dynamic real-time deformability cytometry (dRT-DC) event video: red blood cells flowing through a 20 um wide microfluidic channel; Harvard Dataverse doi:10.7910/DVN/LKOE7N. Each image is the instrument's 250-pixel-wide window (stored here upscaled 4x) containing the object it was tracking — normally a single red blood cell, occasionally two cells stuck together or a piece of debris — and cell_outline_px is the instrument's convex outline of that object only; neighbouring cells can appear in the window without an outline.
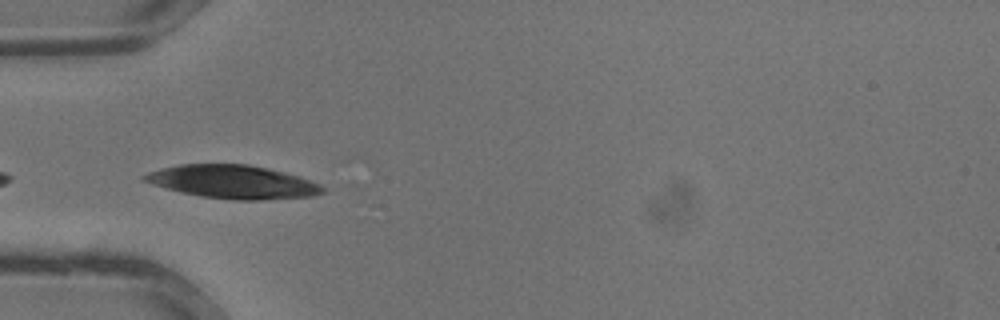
{"species": "common noctule bat (a hibernating species)", "species_latin": "Nyctalus noctula", "temperature_condition": "warm", "stored_images_in_passage": 9, "camera_frame_rate_fps": 3000, "um_per_image_px": 0.085, "animal": {"sex": "male", "body_mass_g": 13.3}, "frame": {"image": 1, "passage_image": 1, "time_ms": 0.0, "image_size_px": [1000, 320], "cell_outline_px": [[324, 192], [312, 196], [260, 200], [232, 200], [200, 196], [152, 184], [140, 180], [140, 176], [148, 172], [160, 168], [180, 164], [248, 164], [268, 168], [300, 176], [320, 184], [324, 188]], "centroid_in_image_um": [19.78, 15.45], "position_along_channel_um": 65.2, "area_um2": 34.62}}
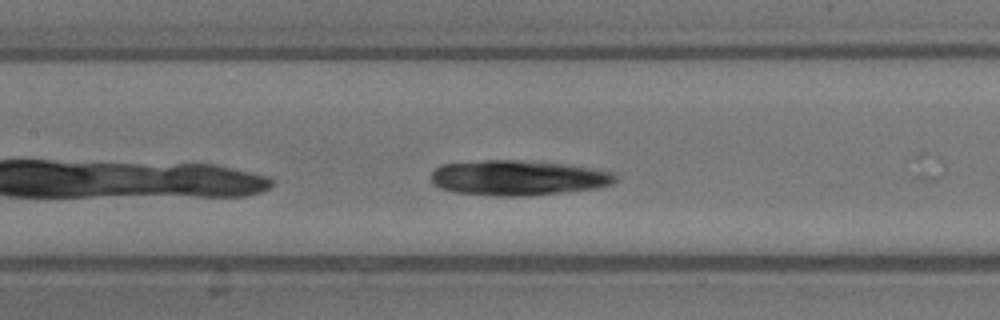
{"frame": {"image": 2, "passage_image": 6, "time_ms": 1.667, "image_size_px": [1000, 320], "cell_outline_px": [[616, 180], [612, 184], [596, 188], [528, 196], [496, 196], [456, 192], [440, 188], [432, 180], [432, 172], [436, 168], [444, 164], [484, 160], [516, 160], [564, 164], [592, 168], [616, 172]], "centroid_in_image_um": [44.06, 15.11], "position_along_channel_um": 163.3, "area_um2": 37.51}}
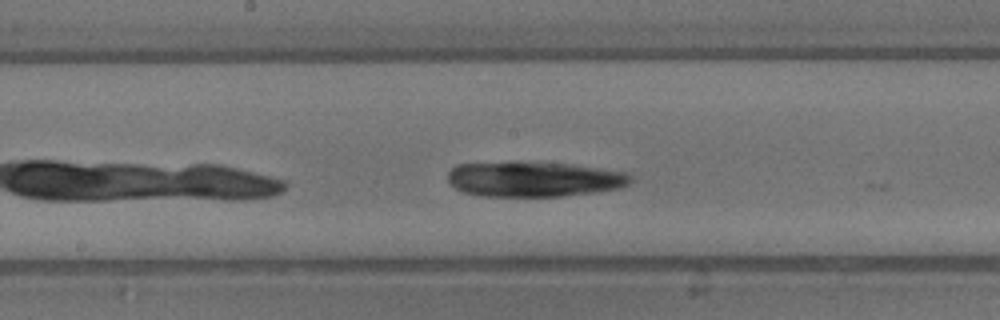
{"frame": {"image": 3, "passage_image": 8, "time_ms": 2.333, "image_size_px": [1000, 320], "cell_outline_px": [[632, 180], [628, 184], [620, 188], [592, 192], [560, 196], [484, 196], [464, 192], [456, 188], [448, 180], [448, 172], [456, 164], [568, 164], [628, 172], [632, 176]], "centroid_in_image_um": [45.43, 15.26], "position_along_channel_um": 202.8, "area_um2": 36.3}}